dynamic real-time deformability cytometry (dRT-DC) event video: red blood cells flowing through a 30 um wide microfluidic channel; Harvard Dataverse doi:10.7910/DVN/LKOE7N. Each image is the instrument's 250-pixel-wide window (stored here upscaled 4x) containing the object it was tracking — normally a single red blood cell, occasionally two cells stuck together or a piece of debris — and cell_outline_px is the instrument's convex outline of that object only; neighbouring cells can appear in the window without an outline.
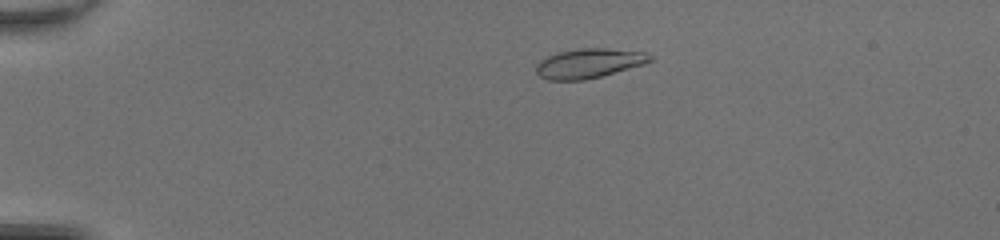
{"species": "common noctule bat (a hibernating species)", "species_latin": "Nyctalus noctula", "temperature_condition": "room temperature", "stored_images_in_passage": 48, "camera_frame_rate_fps": 3000, "um_per_image_px": 0.085, "animal": {"sex": "female", "body_mass_g": 20.0, "forearm_length_mm": 54.0}, "frame": {"image": 1, "passage_image": 10, "time_ms": 3.0, "image_size_px": [1000, 240], "cell_outline_px": [[652, 60], [644, 64], [600, 76], [584, 80], [548, 80], [540, 76], [536, 72], [536, 64], [540, 60], [556, 52], [580, 48], [604, 48], [644, 52], [652, 56]], "centroid_in_image_um": [50.02, 5.37], "position_along_channel_um": 35.0, "area_um2": 19.48}}
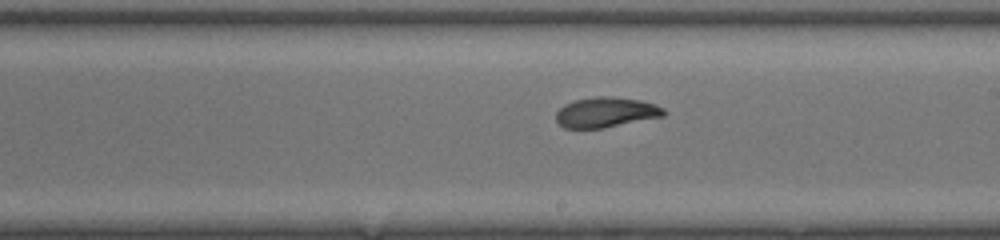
{"frame": {"image": 2, "passage_image": 29, "time_ms": 9.333, "image_size_px": [1000, 240], "cell_outline_px": [[668, 112], [664, 116], [604, 128], [564, 128], [556, 120], [556, 112], [564, 104], [576, 100], [596, 96], [608, 96], [640, 100], [656, 104], [664, 108]], "centroid_in_image_um": [51.53, 9.54], "position_along_channel_um": 237.5, "area_um2": 19.02}}
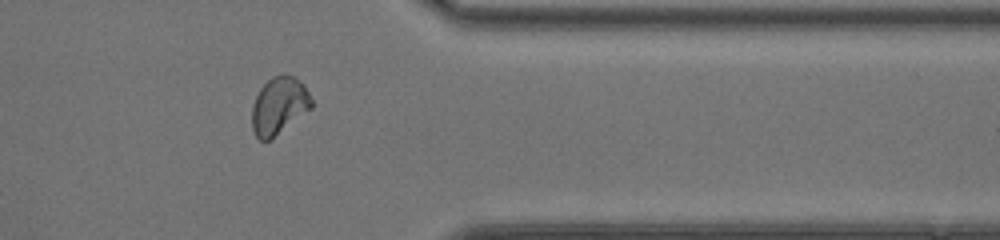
{"frame": {"image": 3, "passage_image": 40, "time_ms": 13.0, "image_size_px": [1000, 240], "cell_outline_px": [[312, 108], [272, 140], [260, 140], [256, 136], [252, 128], [252, 104], [260, 88], [272, 76], [292, 76], [300, 80], [304, 84], [312, 100]], "centroid_in_image_um": [23.72, 9.02], "position_along_channel_um": 387.7, "area_um2": 19.94}, "authors_computed_cell_mechanics": {"area_um2": 19.5942, "velocity_mm_per_s": 4.2947, "shape_relaxation_time_tau1_ms": 6.1193, "shape_relaxation_time_tau2_ms": 1.2094, "deformation_change_tau1": 0.2284, "deformation_change_tau2": 0.0742}}